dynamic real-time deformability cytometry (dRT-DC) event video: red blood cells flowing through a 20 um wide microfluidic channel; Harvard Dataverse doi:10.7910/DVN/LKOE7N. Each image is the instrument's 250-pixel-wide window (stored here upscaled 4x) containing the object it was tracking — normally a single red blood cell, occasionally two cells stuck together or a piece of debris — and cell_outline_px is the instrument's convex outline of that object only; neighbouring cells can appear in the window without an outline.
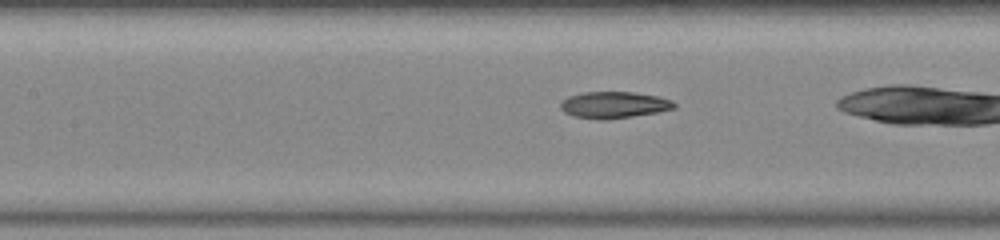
{"species": "common noctule bat (a hibernating species)", "species_latin": "Nyctalus noctula", "temperature_condition": "warm", "stored_images_in_passage": 36, "camera_frame_rate_fps": 3000, "um_per_image_px": 0.085, "animal": {"sex": "female", "body_mass_g": 23.0, "forearm_length_mm": 53.4}, "frame": {"image": 1, "passage_image": 20, "time_ms": 6.333, "image_size_px": [1000, 240], "cell_outline_px": [[676, 108], [656, 112], [632, 116], [604, 120], [572, 116], [564, 112], [560, 108], [560, 104], [568, 96], [584, 92], [632, 92], [656, 96], [672, 100], [676, 104]], "centroid_in_image_um": [52.17, 8.91], "position_along_channel_um": 155.2, "area_um2": 17.46}}
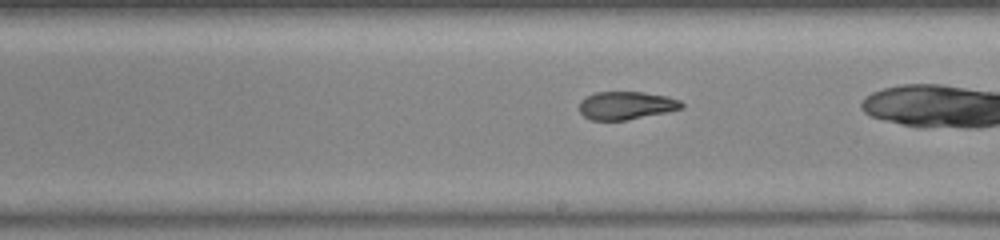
{"frame": {"image": 2, "passage_image": 26, "time_ms": 8.333, "image_size_px": [1000, 240], "cell_outline_px": [[684, 108], [624, 120], [592, 120], [584, 116], [580, 112], [580, 100], [596, 92], [644, 92], [668, 96], [680, 100], [684, 104]], "centroid_in_image_um": [53.24, 8.95], "position_along_channel_um": 235.8, "area_um2": 16.53}}
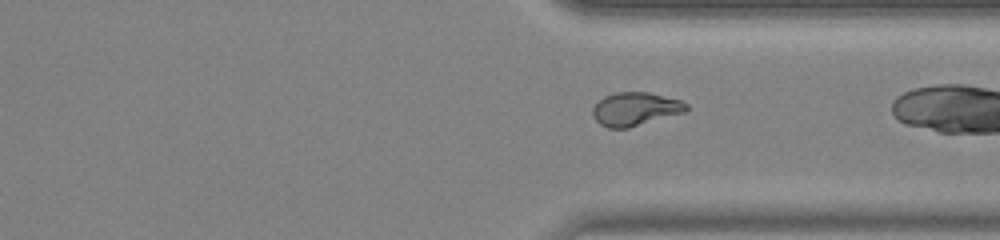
{"frame": {"image": 3, "passage_image": 35, "time_ms": 11.333, "image_size_px": [1000, 240], "cell_outline_px": [[688, 108], [684, 112], [628, 128], [608, 128], [600, 124], [592, 116], [592, 108], [604, 96], [616, 92], [648, 92], [680, 100], [688, 104]], "centroid_in_image_um": [53.97, 9.26], "position_along_channel_um": 357.4, "area_um2": 18.09}}